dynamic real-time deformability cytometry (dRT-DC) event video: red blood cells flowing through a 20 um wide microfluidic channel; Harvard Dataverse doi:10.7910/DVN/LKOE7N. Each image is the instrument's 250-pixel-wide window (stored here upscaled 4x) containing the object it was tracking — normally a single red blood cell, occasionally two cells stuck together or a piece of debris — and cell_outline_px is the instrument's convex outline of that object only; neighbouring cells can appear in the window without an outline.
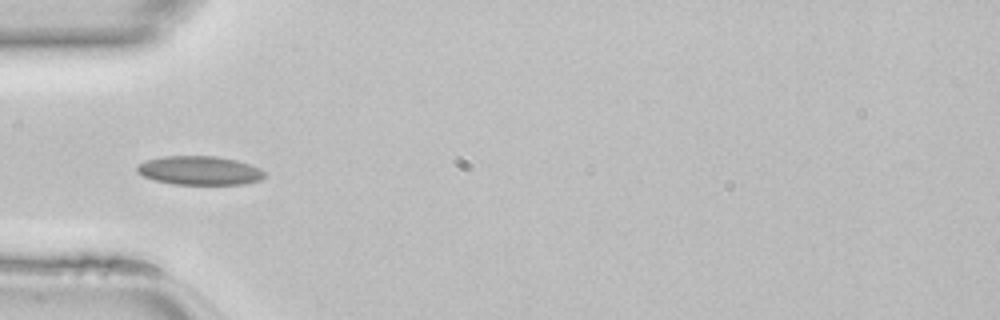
{"species": "common noctule bat (a hibernating species)", "species_latin": "Nyctalus noctula", "temperature_condition": "room temperature", "stored_images_in_passage": 46, "camera_frame_rate_fps": 3000, "um_per_image_px": 0.085, "animal": {"sex": "female", "body_mass_g": 22.7, "forearm_length_mm": 54.2}, "frame": {"image": 1, "passage_image": 14, "time_ms": 4.333, "image_size_px": [1000, 320], "cell_outline_px": [[264, 176], [260, 180], [244, 184], [172, 184], [156, 180], [144, 176], [136, 172], [136, 164], [148, 160], [164, 156], [216, 156], [236, 160], [260, 168], [264, 172]], "centroid_in_image_um": [16.94, 14.49], "position_along_channel_um": 68.1, "area_um2": 21.33}}